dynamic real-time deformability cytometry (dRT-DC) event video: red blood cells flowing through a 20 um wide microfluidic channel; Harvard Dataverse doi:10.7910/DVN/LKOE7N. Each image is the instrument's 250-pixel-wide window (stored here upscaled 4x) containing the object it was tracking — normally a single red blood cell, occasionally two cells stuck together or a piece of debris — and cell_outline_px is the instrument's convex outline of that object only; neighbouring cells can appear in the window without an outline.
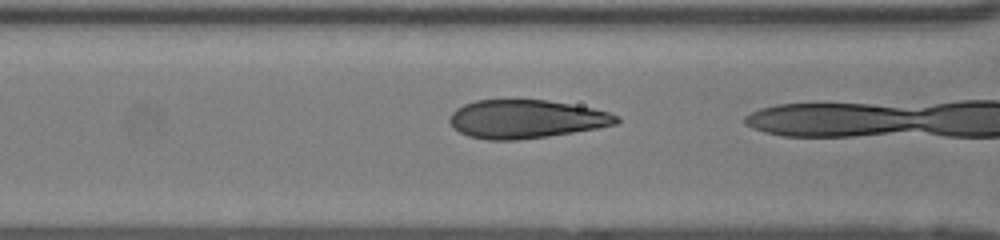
{"species": "human", "species_latin": "Homo sapiens", "temperature_condition": "room temperature", "stored_images_in_passage": 23, "camera_frame_rate_fps": 3000, "um_per_image_px": 0.085, "donor": {"sex": "female"}, "frame": {"image": 1, "passage_image": 22, "time_ms": 7.0, "image_size_px": [1000, 240], "cell_outline_px": [[620, 120], [616, 124], [596, 128], [548, 136], [516, 140], [488, 140], [468, 136], [452, 128], [448, 120], [452, 112], [456, 108], [464, 104], [476, 100], [548, 100], [592, 108], [608, 112], [620, 116]], "centroid_in_image_um": [44.68, 10.12], "position_along_channel_um": 121.9, "area_um2": 37.34}}